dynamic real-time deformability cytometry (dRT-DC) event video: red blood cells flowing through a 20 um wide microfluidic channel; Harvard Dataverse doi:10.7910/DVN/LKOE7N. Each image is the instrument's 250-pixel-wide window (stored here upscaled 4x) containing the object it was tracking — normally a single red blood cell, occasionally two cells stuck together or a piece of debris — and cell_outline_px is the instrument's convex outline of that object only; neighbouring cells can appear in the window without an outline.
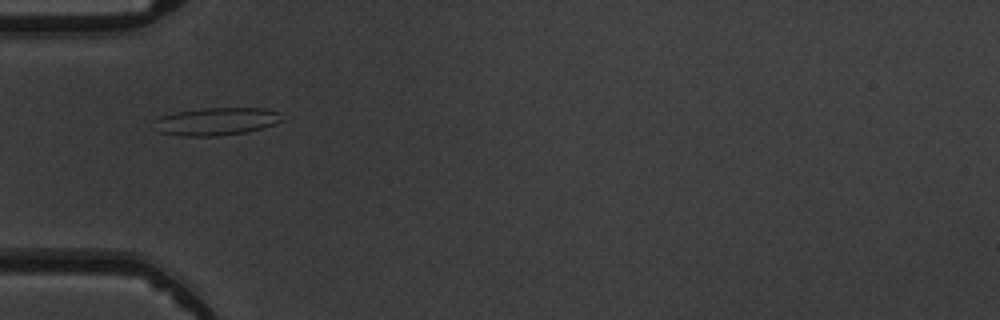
{"species": "common noctule bat (a hibernating species)", "species_latin": "Nyctalus noctula", "temperature_condition": "warm", "stored_images_in_passage": 3, "camera_frame_rate_fps": 3000, "um_per_image_px": 0.085, "animal": {"sex": "male", "body_mass_g": 19.5, "forearm_length_mm": 54.6}, "frame": {"image": 1, "passage_image": 2, "time_ms": 1.333, "image_size_px": [1000, 320], "cell_outline_px": [[284, 120], [276, 124], [248, 132], [220, 136], [184, 136], [160, 132], [152, 120], [160, 116], [176, 112], [204, 108], [264, 108], [280, 112]], "centroid_in_image_um": [18.43, 10.32], "position_along_channel_um": 66.6, "area_um2": 20.81}}
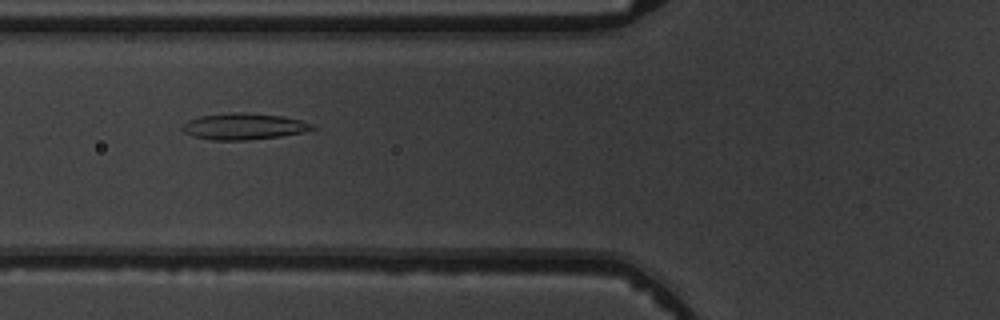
{"frame": {"image": 2, "passage_image": 3, "time_ms": 2.333, "image_size_px": [1000, 320], "cell_outline_px": [[316, 128], [304, 132], [280, 136], [248, 140], [212, 140], [192, 136], [184, 132], [180, 128], [180, 124], [188, 120], [200, 116], [232, 112], [244, 112], [284, 116], [300, 120], [312, 124]], "centroid_in_image_um": [20.68, 10.74], "position_along_channel_um": 105.1, "area_um2": 20.11}}